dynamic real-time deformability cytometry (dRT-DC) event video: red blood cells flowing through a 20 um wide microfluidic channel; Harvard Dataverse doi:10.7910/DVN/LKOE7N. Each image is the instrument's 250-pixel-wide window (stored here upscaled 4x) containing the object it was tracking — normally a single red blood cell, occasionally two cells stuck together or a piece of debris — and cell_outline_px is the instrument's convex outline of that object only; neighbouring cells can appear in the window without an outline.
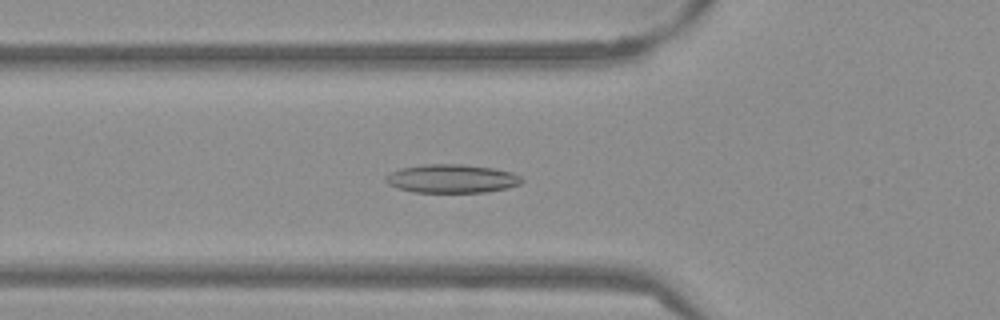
{"species": "Egyptian fruit bat (a non-hibernating species)", "species_latin": "Rousettus aegyptiacus", "temperature_condition": "warm", "stored_images_in_passage": 53, "camera_frame_rate_fps": 3000, "um_per_image_px": 0.085, "frame": {"image": 1, "passage_image": 19, "time_ms": 6.0, "image_size_px": [1000, 320], "cell_outline_px": [[524, 180], [520, 184], [508, 188], [488, 192], [416, 192], [396, 188], [388, 184], [384, 180], [384, 176], [400, 168], [424, 164], [464, 164], [492, 168], [512, 172], [520, 176]], "centroid_in_image_um": [38.4, 15.18], "position_along_channel_um": 87.4, "area_um2": 22.77}}
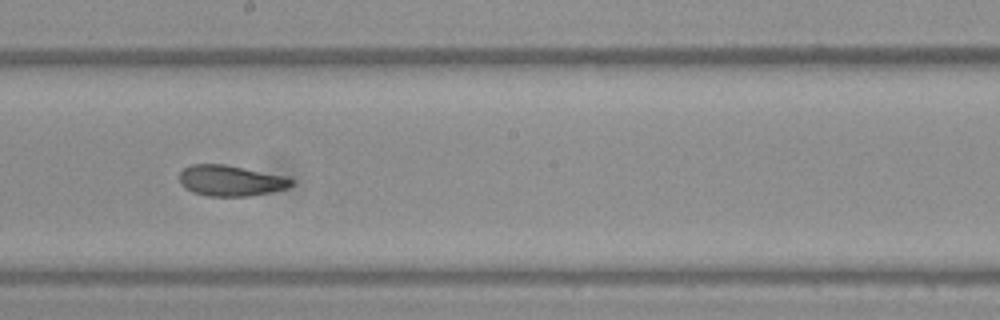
{"frame": {"image": 2, "passage_image": 30, "time_ms": 9.667, "image_size_px": [1000, 320], "cell_outline_px": [[292, 184], [288, 188], [248, 196], [208, 196], [192, 192], [184, 188], [180, 184], [180, 172], [184, 168], [192, 164], [224, 164], [284, 176], [292, 180]], "centroid_in_image_um": [19.55, 15.35], "position_along_channel_um": 228.6, "area_um2": 19.88}}
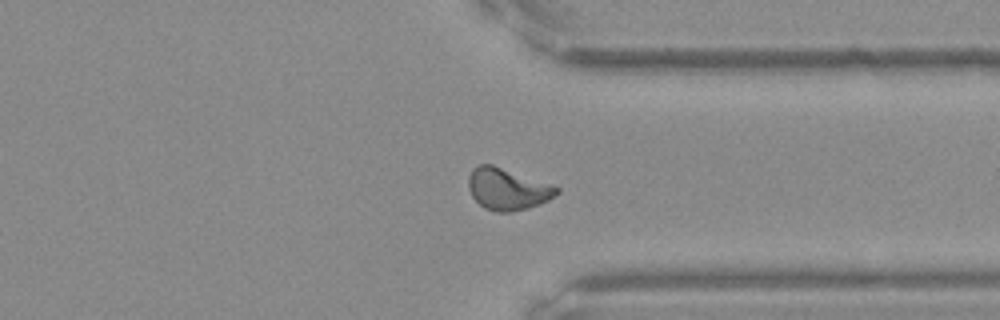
{"frame": {"image": 3, "passage_image": 41, "time_ms": 13.333, "image_size_px": [1000, 320], "cell_outline_px": [[560, 192], [556, 196], [548, 200], [528, 208], [512, 212], [496, 212], [484, 208], [472, 196], [468, 188], [468, 176], [472, 168], [476, 164], [492, 164], [560, 188]], "centroid_in_image_um": [43.1, 16.07], "position_along_channel_um": 368.3, "area_um2": 21.39}, "authors_computed_cell_mechanics": {"area_um2": 20.6924, "velocity_mm_per_s": 3.825, "shape_relaxation_time_tau1_ms": 7.5278, "shape_relaxation_time_tau2_ms": 1.7582, "deformation_change_tau1": 0.1794, "deformation_change_tau2": 0.0692}}